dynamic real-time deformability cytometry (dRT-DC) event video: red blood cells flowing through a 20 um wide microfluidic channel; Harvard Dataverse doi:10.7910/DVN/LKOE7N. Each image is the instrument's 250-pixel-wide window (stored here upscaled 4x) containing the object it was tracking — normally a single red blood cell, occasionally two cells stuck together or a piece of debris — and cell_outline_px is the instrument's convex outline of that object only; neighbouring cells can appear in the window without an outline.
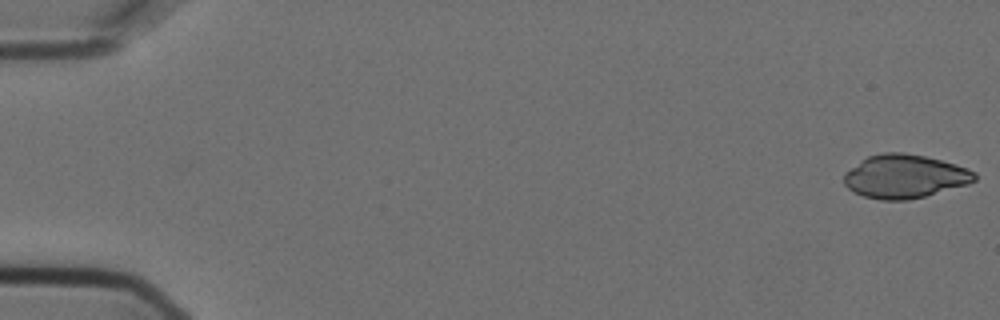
{"species": "Egyptian fruit bat (a non-hibernating species)", "species_latin": "Rousettus aegyptiacus", "temperature_condition": "cold", "stored_images_in_passage": 6, "camera_frame_rate_fps": 3000, "um_per_image_px": 0.085, "animal": {"sex": "female"}, "frame": {"image": 1, "passage_image": 1, "time_ms": 0.0, "image_size_px": [1000, 320], "cell_outline_px": [[976, 180], [968, 184], [924, 196], [908, 200], [880, 200], [864, 196], [852, 192], [844, 184], [844, 172], [868, 156], [884, 152], [904, 152], [924, 156], [956, 164], [968, 168], [976, 172]], "centroid_in_image_um": [76.89, 14.99], "position_along_channel_um": 8.1, "area_um2": 33.18}}